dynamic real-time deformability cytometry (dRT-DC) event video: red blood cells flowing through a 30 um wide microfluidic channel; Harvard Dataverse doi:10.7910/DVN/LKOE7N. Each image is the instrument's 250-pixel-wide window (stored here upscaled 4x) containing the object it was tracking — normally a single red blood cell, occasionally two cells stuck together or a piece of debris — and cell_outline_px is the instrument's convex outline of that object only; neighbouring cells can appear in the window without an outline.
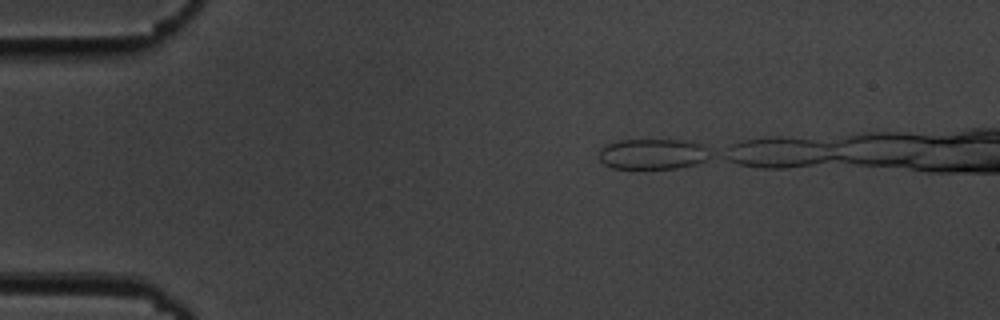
{"species": "common noctule bat (a hibernating species)", "species_latin": "Nyctalus noctula", "temperature_condition": "cold", "stored_images_in_passage": 11, "camera_frame_rate_fps": 3000, "um_per_image_px": 0.085, "animal": {"sex": "male", "body_mass_g": 19.5, "forearm_length_mm": 54.6}, "frame": {"image": 1, "passage_image": 1, "time_ms": 0.0, "image_size_px": [1000, 320], "cell_outline_px": [[712, 156], [696, 164], [676, 168], [612, 168], [604, 164], [600, 160], [600, 148], [608, 144], [620, 140], [684, 140], [700, 144], [712, 152]], "centroid_in_image_um": [55.51, 13.09], "position_along_channel_um": 29.5, "area_um2": 19.71}}